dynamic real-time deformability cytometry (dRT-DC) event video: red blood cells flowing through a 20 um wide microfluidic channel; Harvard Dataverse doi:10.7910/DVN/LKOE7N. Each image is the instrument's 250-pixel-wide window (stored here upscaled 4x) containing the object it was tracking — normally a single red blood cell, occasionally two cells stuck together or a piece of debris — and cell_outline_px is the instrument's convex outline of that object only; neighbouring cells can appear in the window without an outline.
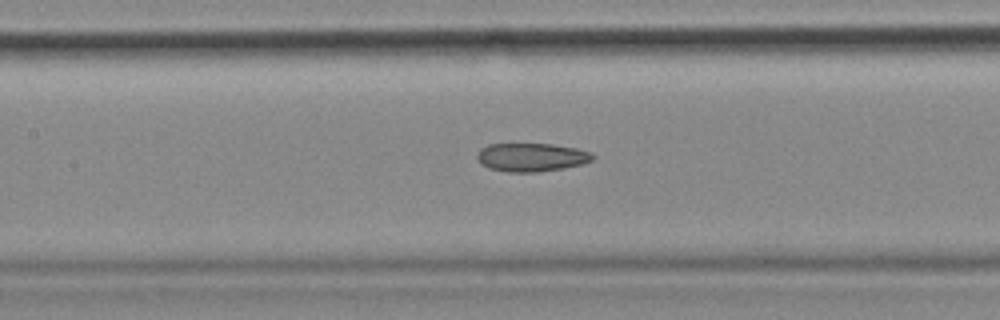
{"species": "common noctule bat (a hibernating species)", "species_latin": "Nyctalus noctula", "temperature_condition": "cold", "stored_images_in_passage": 54, "camera_frame_rate_fps": 3000, "um_per_image_px": 0.085, "animal": {"sex": "female", "body_mass_g": 18.4}, "frame": {"image": 1, "passage_image": 24, "time_ms": 7.667, "image_size_px": [1000, 320], "cell_outline_px": [[596, 156], [592, 160], [580, 164], [564, 168], [536, 172], [508, 172], [488, 168], [480, 164], [476, 156], [476, 152], [480, 148], [488, 144], [552, 144], [576, 148], [592, 152]], "centroid_in_image_um": [45.14, 13.36], "position_along_channel_um": 162.3, "area_um2": 19.31}, "authors_computed_cell_mechanics": {"area_um2": 20.2878, "velocity_mm_per_s": 3.6582, "shape_relaxation_time_tau1_ms": null, "shape_relaxation_time_tau2_ms": 5.447, "deformation_change_tau1": null, "deformation_change_tau2": 0.1456}}